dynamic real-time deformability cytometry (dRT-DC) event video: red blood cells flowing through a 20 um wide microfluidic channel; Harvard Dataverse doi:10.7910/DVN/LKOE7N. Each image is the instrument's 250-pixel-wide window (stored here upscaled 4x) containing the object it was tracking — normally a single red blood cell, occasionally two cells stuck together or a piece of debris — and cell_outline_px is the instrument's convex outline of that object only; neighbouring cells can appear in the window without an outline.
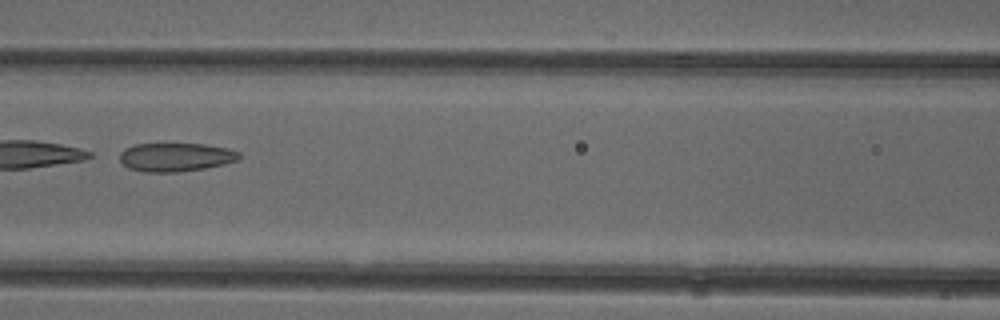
{"species": "common noctule bat (a hibernating species)", "species_latin": "Nyctalus noctula", "temperature_condition": "cold", "stored_images_in_passage": 50, "camera_frame_rate_fps": 3000, "um_per_image_px": 0.085, "animal": {"sex": "female"}, "frame": {"image": 1, "passage_image": 22, "time_ms": 7.0, "image_size_px": [1000, 320], "cell_outline_px": [[240, 160], [224, 164], [204, 168], [180, 172], [144, 172], [128, 168], [120, 160], [120, 152], [124, 148], [136, 144], [204, 144], [228, 148], [240, 152]], "centroid_in_image_um": [14.95, 13.36], "position_along_channel_um": 151.7, "area_um2": 20.0}}